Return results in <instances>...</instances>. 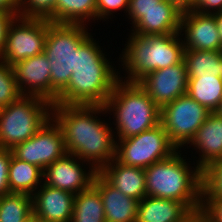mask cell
<instances>
[{
  "instance_id": "cell-1",
  "label": "cell",
  "mask_w": 222,
  "mask_h": 222,
  "mask_svg": "<svg viewBox=\"0 0 222 222\" xmlns=\"http://www.w3.org/2000/svg\"><path fill=\"white\" fill-rule=\"evenodd\" d=\"M105 113V105L52 104V118L63 132L66 152L89 163L97 172L115 159L113 127L98 117Z\"/></svg>"
},
{
  "instance_id": "cell-2",
  "label": "cell",
  "mask_w": 222,
  "mask_h": 222,
  "mask_svg": "<svg viewBox=\"0 0 222 222\" xmlns=\"http://www.w3.org/2000/svg\"><path fill=\"white\" fill-rule=\"evenodd\" d=\"M92 34L76 50L75 69L55 104L105 105L120 71L106 57ZM104 52V53H103ZM115 69V70H114Z\"/></svg>"
},
{
  "instance_id": "cell-3",
  "label": "cell",
  "mask_w": 222,
  "mask_h": 222,
  "mask_svg": "<svg viewBox=\"0 0 222 222\" xmlns=\"http://www.w3.org/2000/svg\"><path fill=\"white\" fill-rule=\"evenodd\" d=\"M181 152L179 149L144 169L146 194L182 202L193 214L199 213L202 212V170L190 166Z\"/></svg>"
},
{
  "instance_id": "cell-4",
  "label": "cell",
  "mask_w": 222,
  "mask_h": 222,
  "mask_svg": "<svg viewBox=\"0 0 222 222\" xmlns=\"http://www.w3.org/2000/svg\"><path fill=\"white\" fill-rule=\"evenodd\" d=\"M179 36L180 33L143 36L131 32L120 54L122 57H119L123 63L122 69L127 73L119 79L138 82L149 72L180 63L183 60L184 45Z\"/></svg>"
},
{
  "instance_id": "cell-5",
  "label": "cell",
  "mask_w": 222,
  "mask_h": 222,
  "mask_svg": "<svg viewBox=\"0 0 222 222\" xmlns=\"http://www.w3.org/2000/svg\"><path fill=\"white\" fill-rule=\"evenodd\" d=\"M105 108L108 114L113 112L115 139H126L160 124L161 109L138 82L119 79Z\"/></svg>"
},
{
  "instance_id": "cell-6",
  "label": "cell",
  "mask_w": 222,
  "mask_h": 222,
  "mask_svg": "<svg viewBox=\"0 0 222 222\" xmlns=\"http://www.w3.org/2000/svg\"><path fill=\"white\" fill-rule=\"evenodd\" d=\"M91 33L84 24L53 23L48 20L44 53L51 69V104L68 85L75 69L76 50Z\"/></svg>"
},
{
  "instance_id": "cell-7",
  "label": "cell",
  "mask_w": 222,
  "mask_h": 222,
  "mask_svg": "<svg viewBox=\"0 0 222 222\" xmlns=\"http://www.w3.org/2000/svg\"><path fill=\"white\" fill-rule=\"evenodd\" d=\"M52 118V104L40 97L22 96L0 109V148L11 150L34 136Z\"/></svg>"
},
{
  "instance_id": "cell-8",
  "label": "cell",
  "mask_w": 222,
  "mask_h": 222,
  "mask_svg": "<svg viewBox=\"0 0 222 222\" xmlns=\"http://www.w3.org/2000/svg\"><path fill=\"white\" fill-rule=\"evenodd\" d=\"M177 150L160 123L138 135L117 139L115 160L127 166L145 169L170 157Z\"/></svg>"
},
{
  "instance_id": "cell-9",
  "label": "cell",
  "mask_w": 222,
  "mask_h": 222,
  "mask_svg": "<svg viewBox=\"0 0 222 222\" xmlns=\"http://www.w3.org/2000/svg\"><path fill=\"white\" fill-rule=\"evenodd\" d=\"M209 114L205 106L184 94L161 108L160 123L178 149L186 145L188 148V143Z\"/></svg>"
},
{
  "instance_id": "cell-10",
  "label": "cell",
  "mask_w": 222,
  "mask_h": 222,
  "mask_svg": "<svg viewBox=\"0 0 222 222\" xmlns=\"http://www.w3.org/2000/svg\"><path fill=\"white\" fill-rule=\"evenodd\" d=\"M48 20L16 16L8 26L4 51L0 57L12 66L44 52Z\"/></svg>"
},
{
  "instance_id": "cell-11",
  "label": "cell",
  "mask_w": 222,
  "mask_h": 222,
  "mask_svg": "<svg viewBox=\"0 0 222 222\" xmlns=\"http://www.w3.org/2000/svg\"><path fill=\"white\" fill-rule=\"evenodd\" d=\"M11 152L19 160L36 165L43 171L67 153L63 132L53 118L34 136L15 145Z\"/></svg>"
},
{
  "instance_id": "cell-12",
  "label": "cell",
  "mask_w": 222,
  "mask_h": 222,
  "mask_svg": "<svg viewBox=\"0 0 222 222\" xmlns=\"http://www.w3.org/2000/svg\"><path fill=\"white\" fill-rule=\"evenodd\" d=\"M84 164L89 163L84 162L76 155L66 153L44 169L43 183L74 195L87 190L93 185L98 172L93 167H89L87 172Z\"/></svg>"
},
{
  "instance_id": "cell-13",
  "label": "cell",
  "mask_w": 222,
  "mask_h": 222,
  "mask_svg": "<svg viewBox=\"0 0 222 222\" xmlns=\"http://www.w3.org/2000/svg\"><path fill=\"white\" fill-rule=\"evenodd\" d=\"M138 84L161 109L186 94L188 76L184 60L180 63L146 74Z\"/></svg>"
},
{
  "instance_id": "cell-14",
  "label": "cell",
  "mask_w": 222,
  "mask_h": 222,
  "mask_svg": "<svg viewBox=\"0 0 222 222\" xmlns=\"http://www.w3.org/2000/svg\"><path fill=\"white\" fill-rule=\"evenodd\" d=\"M11 67L23 96H36L51 103V69L44 52Z\"/></svg>"
},
{
  "instance_id": "cell-15",
  "label": "cell",
  "mask_w": 222,
  "mask_h": 222,
  "mask_svg": "<svg viewBox=\"0 0 222 222\" xmlns=\"http://www.w3.org/2000/svg\"><path fill=\"white\" fill-rule=\"evenodd\" d=\"M179 33L183 36L184 49L222 51L214 15L183 11Z\"/></svg>"
},
{
  "instance_id": "cell-16",
  "label": "cell",
  "mask_w": 222,
  "mask_h": 222,
  "mask_svg": "<svg viewBox=\"0 0 222 222\" xmlns=\"http://www.w3.org/2000/svg\"><path fill=\"white\" fill-rule=\"evenodd\" d=\"M75 195L42 184L33 194V215L43 222H71Z\"/></svg>"
},
{
  "instance_id": "cell-17",
  "label": "cell",
  "mask_w": 222,
  "mask_h": 222,
  "mask_svg": "<svg viewBox=\"0 0 222 222\" xmlns=\"http://www.w3.org/2000/svg\"><path fill=\"white\" fill-rule=\"evenodd\" d=\"M188 144L199 153L200 157L196 160V166L199 169L204 170L212 162L220 160L222 158V116L217 112H210Z\"/></svg>"
},
{
  "instance_id": "cell-18",
  "label": "cell",
  "mask_w": 222,
  "mask_h": 222,
  "mask_svg": "<svg viewBox=\"0 0 222 222\" xmlns=\"http://www.w3.org/2000/svg\"><path fill=\"white\" fill-rule=\"evenodd\" d=\"M182 13L176 4L162 0L156 8L142 13L131 32L143 36L179 33Z\"/></svg>"
},
{
  "instance_id": "cell-19",
  "label": "cell",
  "mask_w": 222,
  "mask_h": 222,
  "mask_svg": "<svg viewBox=\"0 0 222 222\" xmlns=\"http://www.w3.org/2000/svg\"><path fill=\"white\" fill-rule=\"evenodd\" d=\"M93 186L101 194L106 222H136L138 200L124 195L99 173L94 178Z\"/></svg>"
},
{
  "instance_id": "cell-20",
  "label": "cell",
  "mask_w": 222,
  "mask_h": 222,
  "mask_svg": "<svg viewBox=\"0 0 222 222\" xmlns=\"http://www.w3.org/2000/svg\"><path fill=\"white\" fill-rule=\"evenodd\" d=\"M124 195L141 201L146 194V176L142 168L127 166L113 159L98 172Z\"/></svg>"
},
{
  "instance_id": "cell-21",
  "label": "cell",
  "mask_w": 222,
  "mask_h": 222,
  "mask_svg": "<svg viewBox=\"0 0 222 222\" xmlns=\"http://www.w3.org/2000/svg\"><path fill=\"white\" fill-rule=\"evenodd\" d=\"M192 215L182 202L145 196L138 202L136 222H185Z\"/></svg>"
},
{
  "instance_id": "cell-22",
  "label": "cell",
  "mask_w": 222,
  "mask_h": 222,
  "mask_svg": "<svg viewBox=\"0 0 222 222\" xmlns=\"http://www.w3.org/2000/svg\"><path fill=\"white\" fill-rule=\"evenodd\" d=\"M43 173L44 171L40 167L19 160L11 154L8 173L10 193L33 196L43 184Z\"/></svg>"
},
{
  "instance_id": "cell-23",
  "label": "cell",
  "mask_w": 222,
  "mask_h": 222,
  "mask_svg": "<svg viewBox=\"0 0 222 222\" xmlns=\"http://www.w3.org/2000/svg\"><path fill=\"white\" fill-rule=\"evenodd\" d=\"M188 78L222 77V51L184 49Z\"/></svg>"
},
{
  "instance_id": "cell-24",
  "label": "cell",
  "mask_w": 222,
  "mask_h": 222,
  "mask_svg": "<svg viewBox=\"0 0 222 222\" xmlns=\"http://www.w3.org/2000/svg\"><path fill=\"white\" fill-rule=\"evenodd\" d=\"M48 20L87 27L86 22L96 20V0H56L54 13Z\"/></svg>"
},
{
  "instance_id": "cell-25",
  "label": "cell",
  "mask_w": 222,
  "mask_h": 222,
  "mask_svg": "<svg viewBox=\"0 0 222 222\" xmlns=\"http://www.w3.org/2000/svg\"><path fill=\"white\" fill-rule=\"evenodd\" d=\"M186 94L210 112H216L222 100V77L188 78Z\"/></svg>"
},
{
  "instance_id": "cell-26",
  "label": "cell",
  "mask_w": 222,
  "mask_h": 222,
  "mask_svg": "<svg viewBox=\"0 0 222 222\" xmlns=\"http://www.w3.org/2000/svg\"><path fill=\"white\" fill-rule=\"evenodd\" d=\"M71 222H106L101 194L93 185L75 195Z\"/></svg>"
},
{
  "instance_id": "cell-27",
  "label": "cell",
  "mask_w": 222,
  "mask_h": 222,
  "mask_svg": "<svg viewBox=\"0 0 222 222\" xmlns=\"http://www.w3.org/2000/svg\"><path fill=\"white\" fill-rule=\"evenodd\" d=\"M33 215V196L9 193L0 197V222H24Z\"/></svg>"
},
{
  "instance_id": "cell-28",
  "label": "cell",
  "mask_w": 222,
  "mask_h": 222,
  "mask_svg": "<svg viewBox=\"0 0 222 222\" xmlns=\"http://www.w3.org/2000/svg\"><path fill=\"white\" fill-rule=\"evenodd\" d=\"M202 199H222V158L202 170Z\"/></svg>"
},
{
  "instance_id": "cell-29",
  "label": "cell",
  "mask_w": 222,
  "mask_h": 222,
  "mask_svg": "<svg viewBox=\"0 0 222 222\" xmlns=\"http://www.w3.org/2000/svg\"><path fill=\"white\" fill-rule=\"evenodd\" d=\"M22 96L12 67L0 59V109L18 101Z\"/></svg>"
},
{
  "instance_id": "cell-30",
  "label": "cell",
  "mask_w": 222,
  "mask_h": 222,
  "mask_svg": "<svg viewBox=\"0 0 222 222\" xmlns=\"http://www.w3.org/2000/svg\"><path fill=\"white\" fill-rule=\"evenodd\" d=\"M56 0H19V16L49 19L55 10Z\"/></svg>"
},
{
  "instance_id": "cell-31",
  "label": "cell",
  "mask_w": 222,
  "mask_h": 222,
  "mask_svg": "<svg viewBox=\"0 0 222 222\" xmlns=\"http://www.w3.org/2000/svg\"><path fill=\"white\" fill-rule=\"evenodd\" d=\"M129 0H96V20L109 19L117 10L128 11Z\"/></svg>"
},
{
  "instance_id": "cell-32",
  "label": "cell",
  "mask_w": 222,
  "mask_h": 222,
  "mask_svg": "<svg viewBox=\"0 0 222 222\" xmlns=\"http://www.w3.org/2000/svg\"><path fill=\"white\" fill-rule=\"evenodd\" d=\"M162 0H129V6L127 14L129 15L131 24L134 25L140 17H142V13L146 11H150L157 7V4Z\"/></svg>"
},
{
  "instance_id": "cell-33",
  "label": "cell",
  "mask_w": 222,
  "mask_h": 222,
  "mask_svg": "<svg viewBox=\"0 0 222 222\" xmlns=\"http://www.w3.org/2000/svg\"><path fill=\"white\" fill-rule=\"evenodd\" d=\"M11 154V150L0 148V197L10 193L8 173Z\"/></svg>"
},
{
  "instance_id": "cell-34",
  "label": "cell",
  "mask_w": 222,
  "mask_h": 222,
  "mask_svg": "<svg viewBox=\"0 0 222 222\" xmlns=\"http://www.w3.org/2000/svg\"><path fill=\"white\" fill-rule=\"evenodd\" d=\"M202 213L207 222H222V199H202Z\"/></svg>"
},
{
  "instance_id": "cell-35",
  "label": "cell",
  "mask_w": 222,
  "mask_h": 222,
  "mask_svg": "<svg viewBox=\"0 0 222 222\" xmlns=\"http://www.w3.org/2000/svg\"><path fill=\"white\" fill-rule=\"evenodd\" d=\"M191 11L200 14H215L222 12V0H193Z\"/></svg>"
},
{
  "instance_id": "cell-36",
  "label": "cell",
  "mask_w": 222,
  "mask_h": 222,
  "mask_svg": "<svg viewBox=\"0 0 222 222\" xmlns=\"http://www.w3.org/2000/svg\"><path fill=\"white\" fill-rule=\"evenodd\" d=\"M14 17L11 13L0 11V57L4 51L8 26Z\"/></svg>"
},
{
  "instance_id": "cell-37",
  "label": "cell",
  "mask_w": 222,
  "mask_h": 222,
  "mask_svg": "<svg viewBox=\"0 0 222 222\" xmlns=\"http://www.w3.org/2000/svg\"><path fill=\"white\" fill-rule=\"evenodd\" d=\"M0 11L19 16V0H0Z\"/></svg>"
},
{
  "instance_id": "cell-38",
  "label": "cell",
  "mask_w": 222,
  "mask_h": 222,
  "mask_svg": "<svg viewBox=\"0 0 222 222\" xmlns=\"http://www.w3.org/2000/svg\"><path fill=\"white\" fill-rule=\"evenodd\" d=\"M168 1L176 4L183 11L190 10L193 3V0H168Z\"/></svg>"
},
{
  "instance_id": "cell-39",
  "label": "cell",
  "mask_w": 222,
  "mask_h": 222,
  "mask_svg": "<svg viewBox=\"0 0 222 222\" xmlns=\"http://www.w3.org/2000/svg\"><path fill=\"white\" fill-rule=\"evenodd\" d=\"M185 222H207L205 215L202 212L193 214Z\"/></svg>"
},
{
  "instance_id": "cell-40",
  "label": "cell",
  "mask_w": 222,
  "mask_h": 222,
  "mask_svg": "<svg viewBox=\"0 0 222 222\" xmlns=\"http://www.w3.org/2000/svg\"><path fill=\"white\" fill-rule=\"evenodd\" d=\"M213 15L216 17L218 33H219L220 41L222 43V12H218Z\"/></svg>"
},
{
  "instance_id": "cell-41",
  "label": "cell",
  "mask_w": 222,
  "mask_h": 222,
  "mask_svg": "<svg viewBox=\"0 0 222 222\" xmlns=\"http://www.w3.org/2000/svg\"><path fill=\"white\" fill-rule=\"evenodd\" d=\"M24 222H36V217L34 215H32L30 218H28Z\"/></svg>"
},
{
  "instance_id": "cell-42",
  "label": "cell",
  "mask_w": 222,
  "mask_h": 222,
  "mask_svg": "<svg viewBox=\"0 0 222 222\" xmlns=\"http://www.w3.org/2000/svg\"><path fill=\"white\" fill-rule=\"evenodd\" d=\"M216 112L222 116V100H221L220 106H219V108L216 110Z\"/></svg>"
}]
</instances>
